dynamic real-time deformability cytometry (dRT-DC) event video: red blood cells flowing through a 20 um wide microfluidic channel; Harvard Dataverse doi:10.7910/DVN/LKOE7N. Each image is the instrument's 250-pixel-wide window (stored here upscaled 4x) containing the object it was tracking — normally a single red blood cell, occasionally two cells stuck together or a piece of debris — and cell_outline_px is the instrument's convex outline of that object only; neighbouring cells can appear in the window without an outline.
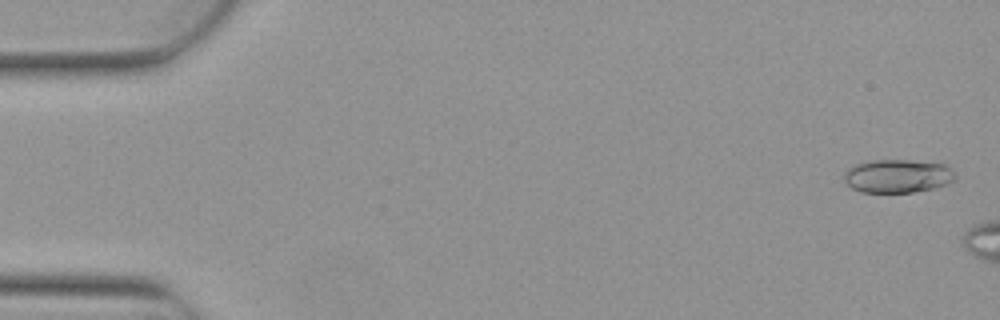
{"species": "Egyptian fruit bat (a non-hibernating species)", "species_latin": "Rousettus aegyptiacus", "temperature_condition": "warm", "stored_images_in_passage": 3, "camera_frame_rate_fps": 3000, "um_per_image_px": 0.085, "animal": {"sex": "female"}, "frame": {"image": 1, "passage_image": 1, "time_ms": 0.0, "image_size_px": [1000, 320], "cell_outline_px": [[956, 180], [948, 184], [932, 188], [912, 192], [860, 192], [852, 188], [844, 180], [844, 172], [848, 168], [856, 164], [872, 160], [908, 160], [944, 164], [952, 168], [956, 176]], "centroid_in_image_um": [76.32, 14.96], "position_along_channel_um": 8.7, "area_um2": 21.68}}